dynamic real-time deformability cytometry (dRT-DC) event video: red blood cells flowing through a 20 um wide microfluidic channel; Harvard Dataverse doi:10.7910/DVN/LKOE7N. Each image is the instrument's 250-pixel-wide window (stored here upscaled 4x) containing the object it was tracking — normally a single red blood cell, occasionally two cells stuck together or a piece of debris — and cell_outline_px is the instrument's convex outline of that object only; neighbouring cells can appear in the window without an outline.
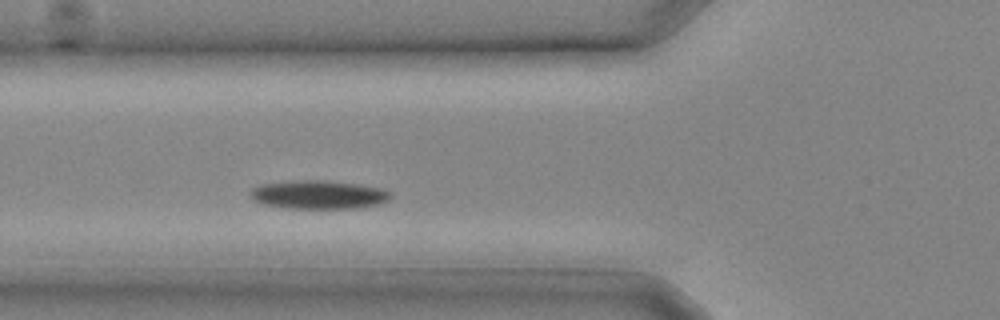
{"species": "common noctule bat (a hibernating species)", "species_latin": "Nyctalus noctula", "temperature_condition": "cold", "stored_images_in_passage": 2, "camera_frame_rate_fps": 3000, "um_per_image_px": 0.085, "animal": {"sex": "male", "body_mass_g": 20.4}, "frame": {"image": 1, "passage_image": 2, "time_ms": 0.333, "image_size_px": [1000, 320], "cell_outline_px": [[392, 196], [388, 200], [380, 204], [356, 208], [284, 208], [264, 204], [248, 196], [248, 192], [252, 188], [260, 184], [288, 180], [324, 180], [356, 184], [380, 188], [392, 192]], "centroid_in_image_um": [27.04, 16.54], "position_along_channel_um": 98.8, "area_um2": 23.52}}